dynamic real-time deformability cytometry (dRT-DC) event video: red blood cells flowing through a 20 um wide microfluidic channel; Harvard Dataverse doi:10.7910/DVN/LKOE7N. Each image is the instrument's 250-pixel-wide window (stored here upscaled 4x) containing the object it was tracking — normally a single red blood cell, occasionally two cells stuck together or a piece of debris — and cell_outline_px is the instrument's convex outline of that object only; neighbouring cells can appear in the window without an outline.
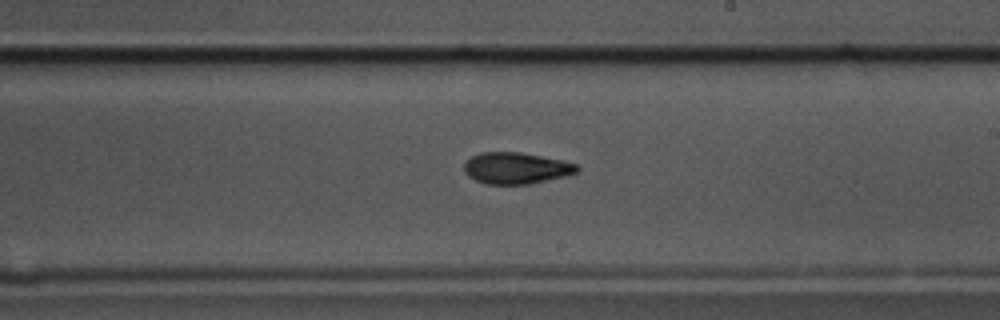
{"species": "common noctule bat (a hibernating species)", "species_latin": "Nyctalus noctula", "temperature_condition": "cold", "stored_images_in_passage": 57, "camera_frame_rate_fps": 3000, "um_per_image_px": 0.085, "animal": {"sex": "male", "body_mass_g": 17.5, "forearm_length_mm": 52.3}, "frame": {"image": 1, "passage_image": 33, "time_ms": 10.667, "image_size_px": [1000, 320], "cell_outline_px": [[580, 168], [576, 172], [568, 176], [528, 184], [484, 184], [468, 176], [464, 172], [464, 164], [472, 156], [480, 152], [520, 152], [564, 160], [576, 164]], "centroid_in_image_um": [43.88, 14.29], "position_along_channel_um": 245.1, "area_um2": 20.81}}
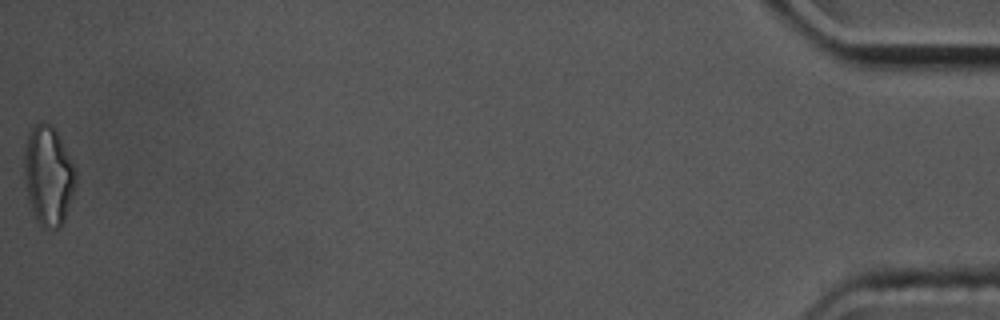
{"frame": {"image": 2, "passage_image": 57, "time_ms": 18.667, "image_size_px": [1000, 320], "cell_outline_px": [[76, 180], [72, 196], [64, 220], [60, 228], [44, 228], [36, 220], [28, 200], [24, 176], [24, 148], [32, 124], [40, 120], [52, 124], [56, 128], [76, 168]], "centroid_in_image_um": [4.1, 14.86], "position_along_channel_um": 431.1, "area_um2": 30.29}, "authors_computed_cell_mechanics": {"area_um2": 20.8658, "velocity_mm_per_s": 3.5725, "shape_relaxation_time_tau1_ms": 4.3335, "shape_relaxation_time_tau2_ms": 3.8147, "deformation_change_tau1": 0.1521, "deformation_change_tau2": 0.1036}}